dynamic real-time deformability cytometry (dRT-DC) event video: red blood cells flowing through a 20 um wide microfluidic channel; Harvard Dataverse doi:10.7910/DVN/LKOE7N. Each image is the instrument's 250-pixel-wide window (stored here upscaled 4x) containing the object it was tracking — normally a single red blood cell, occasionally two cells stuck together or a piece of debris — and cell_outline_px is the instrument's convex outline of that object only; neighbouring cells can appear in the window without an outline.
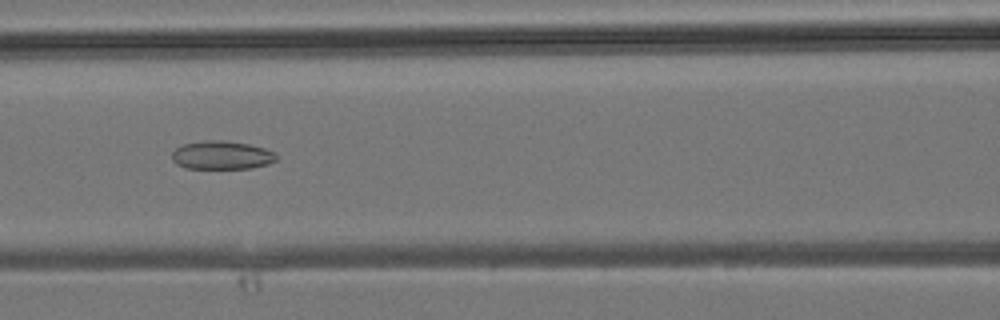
{"species": "common noctule bat (a hibernating species)", "species_latin": "Nyctalus noctula", "temperature_condition": "room temperature", "stored_images_in_passage": 33, "camera_frame_rate_fps": 3000, "um_per_image_px": 0.085, "animal": {"sex": "male", "body_mass_g": 19.2, "forearm_length_mm": 51.8}, "frame": {"image": 1, "passage_image": 10, "time_ms": 3.0, "image_size_px": [1000, 320], "cell_outline_px": [[276, 160], [268, 164], [252, 168], [184, 168], [176, 164], [172, 160], [172, 152], [176, 148], [184, 144], [204, 140], [224, 140], [248, 144], [264, 148], [276, 152]], "centroid_in_image_um": [18.84, 13.19], "position_along_channel_um": 147.8, "area_um2": 17.34}}
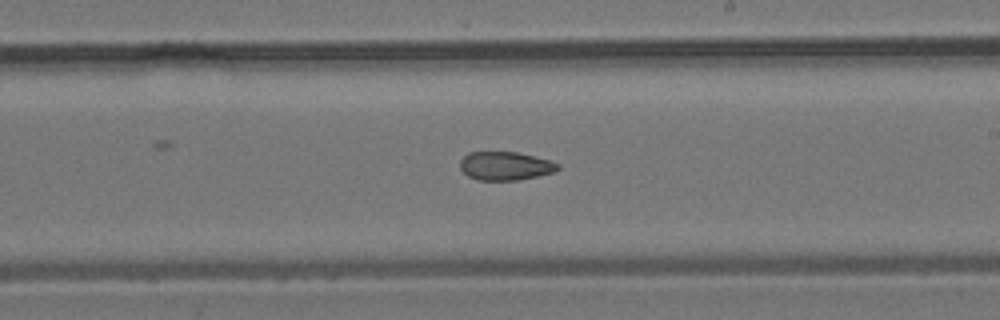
{"frame": {"image": 2, "passage_image": 16, "time_ms": 5.0, "image_size_px": [1000, 320], "cell_outline_px": [[560, 168], [556, 172], [516, 180], [476, 180], [468, 176], [460, 168], [460, 160], [468, 152], [516, 152], [552, 160], [560, 164]], "centroid_in_image_um": [42.97, 14.1], "position_along_channel_um": 246.0, "area_um2": 16.36}}
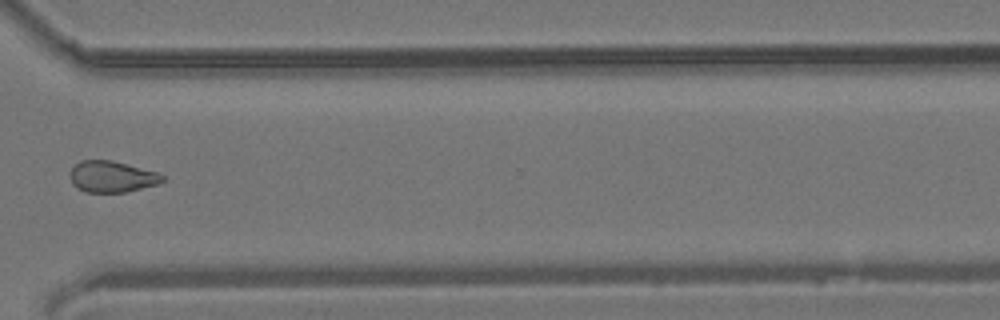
{"frame": {"image": 3, "passage_image": 23, "time_ms": 7.333, "image_size_px": [1000, 320], "cell_outline_px": [[164, 180], [160, 184], [124, 192], [88, 192], [76, 188], [72, 184], [72, 168], [80, 160], [112, 160], [156, 172], [164, 176]], "centroid_in_image_um": [9.53, 15.02], "position_along_channel_um": 361.1, "area_um2": 16.65}}